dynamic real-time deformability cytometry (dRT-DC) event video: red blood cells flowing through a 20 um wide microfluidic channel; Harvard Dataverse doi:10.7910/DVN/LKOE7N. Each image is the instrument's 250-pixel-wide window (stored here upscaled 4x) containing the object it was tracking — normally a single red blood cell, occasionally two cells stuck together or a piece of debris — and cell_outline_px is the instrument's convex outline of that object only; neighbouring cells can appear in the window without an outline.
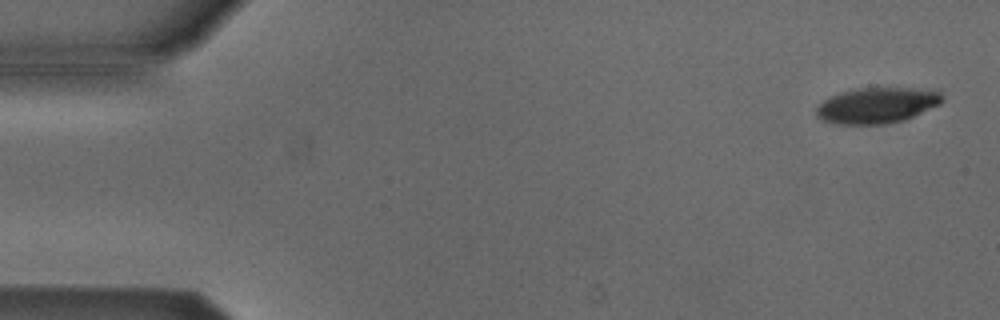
{"species": "Egyptian fruit bat (a non-hibernating species)", "species_latin": "Rousettus aegyptiacus", "temperature_condition": "cold", "stored_images_in_passage": 4, "camera_frame_rate_fps": 3000, "um_per_image_px": 0.085, "animal": {"sex": "male"}, "frame": {"image": 1, "passage_image": 1, "time_ms": 0.0, "image_size_px": [1000, 320], "cell_outline_px": [[944, 100], [940, 104], [904, 120], [884, 124], [836, 124], [820, 120], [816, 116], [816, 108], [824, 100], [840, 92], [856, 88], [940, 88], [944, 96]], "centroid_in_image_um": [74.6, 8.94], "position_along_channel_um": 10.4, "area_um2": 26.65}}
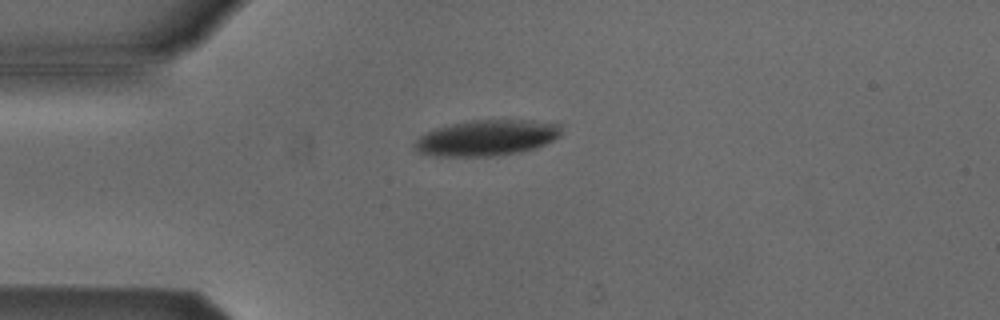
{"frame": {"image": 2, "passage_image": 4, "time_ms": 3.667, "image_size_px": [1000, 320], "cell_outline_px": [[564, 132], [560, 136], [536, 148], [520, 152], [496, 156], [436, 156], [420, 152], [412, 144], [420, 136], [436, 128], [452, 124], [472, 120], [532, 120], [560, 124]], "centroid_in_image_um": [41.42, 11.71], "position_along_channel_um": 43.6, "area_um2": 30.58}}